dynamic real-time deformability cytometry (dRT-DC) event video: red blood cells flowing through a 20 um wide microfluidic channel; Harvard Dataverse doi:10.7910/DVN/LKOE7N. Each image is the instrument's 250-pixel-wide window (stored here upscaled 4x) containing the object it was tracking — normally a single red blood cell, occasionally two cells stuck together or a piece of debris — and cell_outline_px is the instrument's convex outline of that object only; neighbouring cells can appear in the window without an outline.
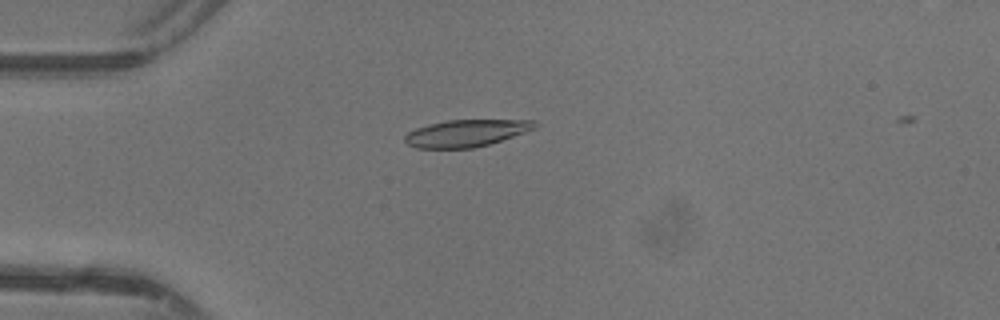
{"species": "common noctule bat (a hibernating species)", "species_latin": "Nyctalus noctula", "temperature_condition": "warm", "stored_images_in_passage": 27, "camera_frame_rate_fps": 3000, "um_per_image_px": 0.085, "animal": {"sex": "female"}, "frame": {"image": 1, "passage_image": 2, "time_ms": 0.333, "image_size_px": [1000, 320], "cell_outline_px": [[540, 124], [536, 128], [488, 144], [472, 148], [416, 148], [408, 144], [404, 140], [404, 136], [408, 132], [416, 128], [428, 124], [448, 120], [536, 120]], "centroid_in_image_um": [39.62, 11.31], "position_along_channel_um": 45.4, "area_um2": 20.35}}
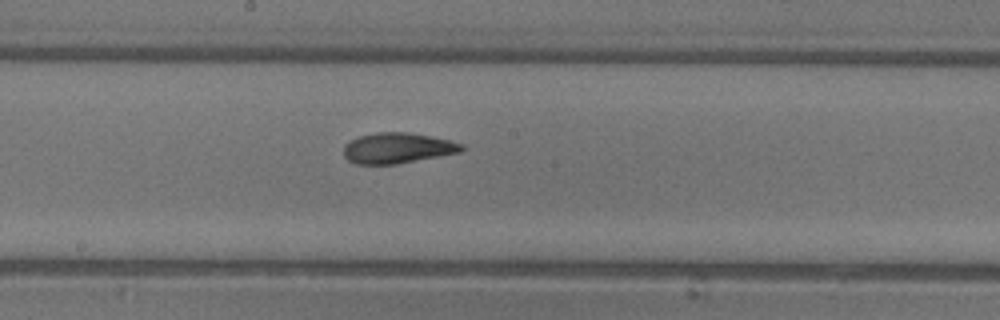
{"frame": {"image": 2, "passage_image": 15, "time_ms": 4.667, "image_size_px": [1000, 320], "cell_outline_px": [[464, 148], [460, 152], [396, 164], [356, 164], [348, 160], [344, 156], [344, 144], [360, 136], [376, 132], [408, 132], [432, 136], [452, 140], [464, 144]], "centroid_in_image_um": [33.8, 12.58], "position_along_channel_um": 214.4, "area_um2": 21.04}}
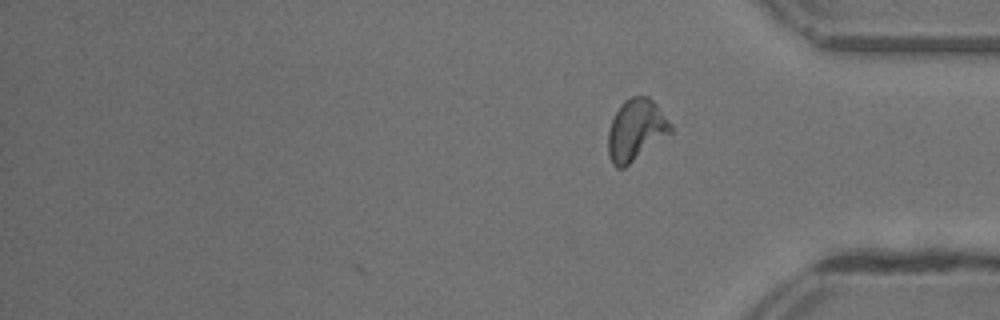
{"frame": {"image": 3, "passage_image": 27, "time_ms": 8.667, "image_size_px": [1000, 320], "cell_outline_px": [[672, 132], [624, 168], [616, 168], [612, 164], [608, 156], [608, 132], [612, 120], [620, 104], [624, 100], [632, 96], [648, 96], [656, 104], [672, 124]], "centroid_in_image_um": [54.04, 11.05], "position_along_channel_um": 381.2, "area_um2": 22.37}, "authors_computed_cell_mechanics": {"area_um2": 20.9236, "velocity_mm_per_s": 4.3711, "shape_relaxation_time_tau1_ms": 5.426, "shape_relaxation_time_tau2_ms": 2.3161, "deformation_change_tau1": 0.1879, "deformation_change_tau2": 0.0828}}